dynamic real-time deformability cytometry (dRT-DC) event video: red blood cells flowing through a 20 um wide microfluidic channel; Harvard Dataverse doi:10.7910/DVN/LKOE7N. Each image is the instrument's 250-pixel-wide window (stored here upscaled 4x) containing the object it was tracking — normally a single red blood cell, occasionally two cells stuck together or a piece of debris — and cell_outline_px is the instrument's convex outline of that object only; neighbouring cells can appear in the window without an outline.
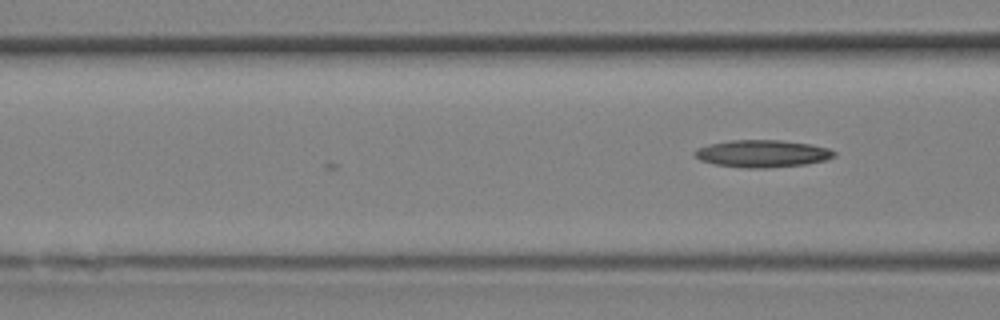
{"species": "Egyptian fruit bat (a non-hibernating species)", "species_latin": "Rousettus aegyptiacus", "temperature_condition": "room temperature", "stored_images_in_passage": 10, "camera_frame_rate_fps": 3000, "um_per_image_px": 0.085, "animal": {"sex": "female"}, "frame": {"image": 1, "passage_image": 10, "time_ms": 3.0, "image_size_px": [1000, 320], "cell_outline_px": [[836, 156], [824, 160], [804, 164], [764, 168], [744, 168], [716, 164], [700, 160], [692, 152], [696, 148], [708, 144], [728, 140], [780, 140], [808, 144], [828, 148], [836, 152]], "centroid_in_image_um": [64.75, 13.05], "position_along_channel_um": 101.8, "area_um2": 22.08}}